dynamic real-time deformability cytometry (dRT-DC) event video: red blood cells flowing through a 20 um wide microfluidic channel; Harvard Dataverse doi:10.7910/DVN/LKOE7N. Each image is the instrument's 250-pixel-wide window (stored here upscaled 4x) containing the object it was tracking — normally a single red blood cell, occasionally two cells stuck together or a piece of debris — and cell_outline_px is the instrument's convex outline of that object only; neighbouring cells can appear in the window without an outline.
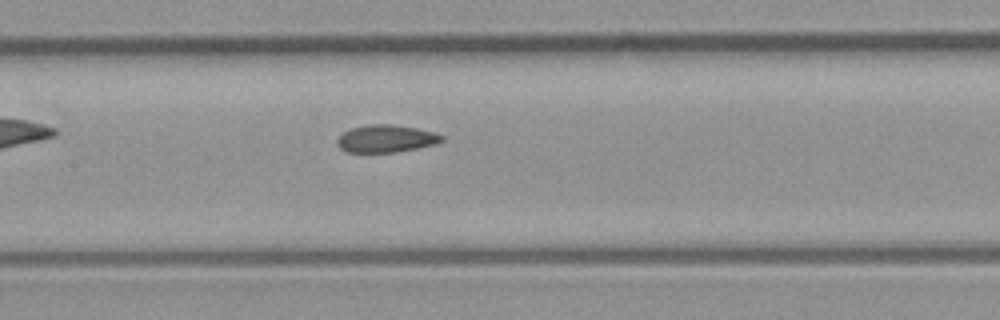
{"species": "common noctule bat (a hibernating species)", "species_latin": "Nyctalus noctula", "temperature_condition": "room temperature", "stored_images_in_passage": 10, "segment_of_instrument_passage": [1, 2], "camera_frame_rate_fps": 3000, "um_per_image_px": 0.085, "animal": {"sex": "male", "body_mass_g": 23.1, "forearm_length_mm": 52.7}, "frame": {"image": 1, "passage_image": 9, "time_ms": 9.0, "image_size_px": [1000, 320], "cell_outline_px": [[444, 140], [436, 144], [396, 152], [344, 152], [336, 144], [336, 140], [344, 132], [352, 128], [368, 124], [392, 124], [416, 128], [432, 132], [444, 136]], "centroid_in_image_um": [32.79, 11.79], "position_along_channel_um": 174.6, "area_um2": 16.7}}